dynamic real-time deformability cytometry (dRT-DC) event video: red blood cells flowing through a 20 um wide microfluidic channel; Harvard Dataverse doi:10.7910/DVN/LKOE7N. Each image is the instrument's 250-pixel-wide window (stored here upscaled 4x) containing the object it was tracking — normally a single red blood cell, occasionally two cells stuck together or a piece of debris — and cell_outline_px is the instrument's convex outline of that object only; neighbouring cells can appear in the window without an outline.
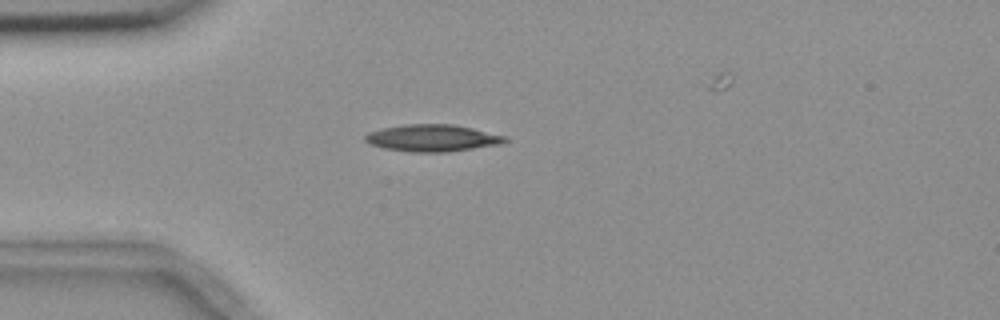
{"species": "common noctule bat (a hibernating species)", "species_latin": "Nyctalus noctula", "temperature_condition": "room temperature", "stored_images_in_passage": 3, "camera_frame_rate_fps": 3000, "um_per_image_px": 0.085, "animal": {"sex": "female", "body_mass_g": 18.4}, "frame": {"image": 1, "passage_image": 2, "time_ms": 2.0, "image_size_px": [1000, 320], "cell_outline_px": [[508, 140], [504, 144], [448, 152], [412, 152], [384, 148], [372, 144], [364, 140], [364, 136], [368, 132], [384, 128], [408, 124], [452, 124], [472, 128], [508, 136]], "centroid_in_image_um": [36.82, 11.74], "position_along_channel_um": 48.2, "area_um2": 22.02}}